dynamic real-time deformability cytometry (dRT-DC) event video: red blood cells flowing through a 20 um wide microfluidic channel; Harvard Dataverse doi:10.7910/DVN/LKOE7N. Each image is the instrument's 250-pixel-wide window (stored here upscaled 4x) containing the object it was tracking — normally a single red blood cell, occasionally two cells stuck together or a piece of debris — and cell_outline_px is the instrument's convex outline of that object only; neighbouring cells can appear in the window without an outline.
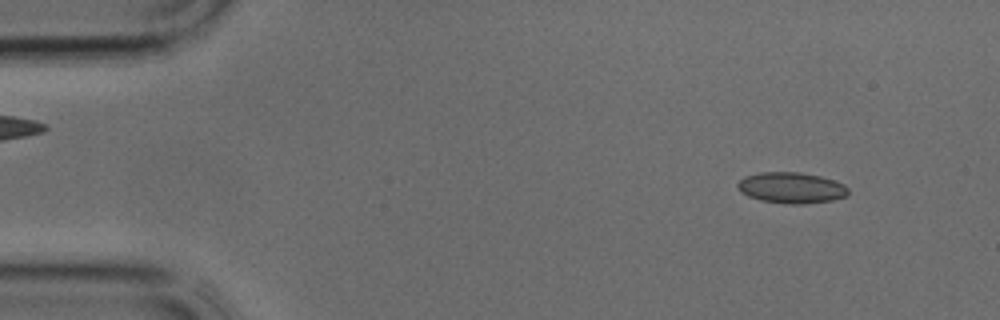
{"species": "common noctule bat (a hibernating species)", "species_latin": "Nyctalus noctula", "temperature_condition": "cold", "stored_images_in_passage": 37, "camera_frame_rate_fps": 3000, "um_per_image_px": 0.085, "animal": {"sex": "male", "body_mass_g": 17.9, "forearm_length_mm": 54.2}, "frame": {"image": 1, "passage_image": 3, "time_ms": 0.667, "image_size_px": [1000, 320], "cell_outline_px": [[848, 196], [832, 200], [804, 204], [792, 204], [760, 200], [748, 196], [740, 192], [736, 184], [744, 176], [760, 172], [800, 172], [820, 176], [844, 184], [848, 188]], "centroid_in_image_um": [67.25, 15.96], "position_along_channel_um": 17.7, "area_um2": 20.0}}
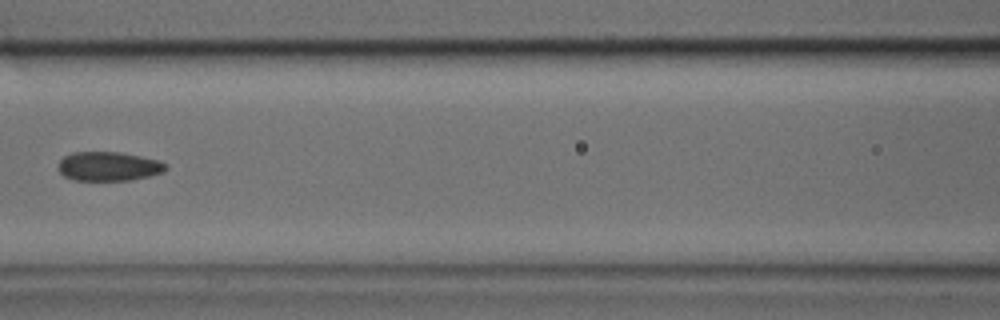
{"frame": {"image": 2, "passage_image": 16, "time_ms": 5.0, "image_size_px": [1000, 320], "cell_outline_px": [[168, 168], [164, 172], [148, 176], [128, 180], [72, 180], [64, 176], [60, 172], [60, 160], [64, 156], [72, 152], [120, 152], [160, 160], [168, 164]], "centroid_in_image_um": [9.27, 14.13], "position_along_channel_um": 157.3, "area_um2": 18.26}}
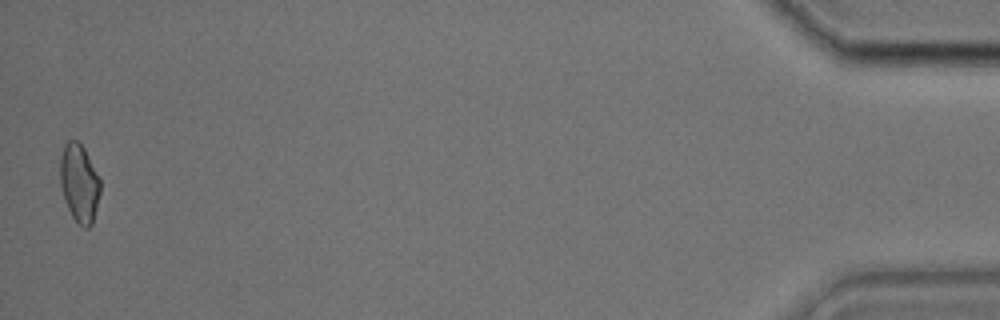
{"frame": {"image": 3, "passage_image": 37, "time_ms": 12.0, "image_size_px": [1000, 320], "cell_outline_px": [[100, 192], [92, 224], [88, 228], [84, 228], [72, 216], [64, 200], [60, 184], [60, 160], [64, 144], [68, 140], [76, 140], [84, 148], [100, 180]], "centroid_in_image_um": [6.72, 15.56], "position_along_channel_um": 428.5, "area_um2": 18.09}}